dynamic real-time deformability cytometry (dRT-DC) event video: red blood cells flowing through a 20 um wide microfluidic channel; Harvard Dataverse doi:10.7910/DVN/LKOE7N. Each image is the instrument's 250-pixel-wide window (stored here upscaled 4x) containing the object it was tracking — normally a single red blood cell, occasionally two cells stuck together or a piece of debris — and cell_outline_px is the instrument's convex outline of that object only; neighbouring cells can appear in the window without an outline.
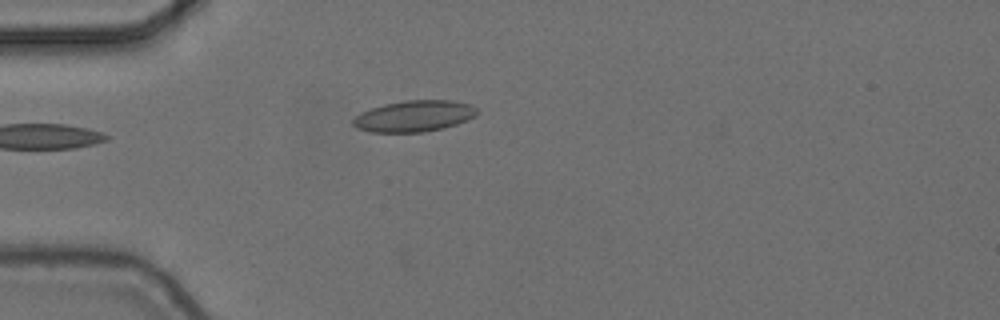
{"species": "common noctule bat (a hibernating species)", "species_latin": "Nyctalus noctula", "temperature_condition": "cold", "stored_images_in_passage": 6, "camera_frame_rate_fps": 3000, "um_per_image_px": 0.085, "animal": {"sex": "female", "body_mass_g": 24.6, "forearm_length_mm": 56.2}, "frame": {"image": 1, "passage_image": 5, "time_ms": 1.333, "image_size_px": [1000, 320], "cell_outline_px": [[480, 112], [476, 116], [468, 120], [444, 128], [424, 132], [372, 132], [356, 128], [352, 124], [352, 120], [360, 112], [384, 104], [404, 100], [452, 100], [472, 104]], "centroid_in_image_um": [35.23, 9.86], "position_along_channel_um": 49.8, "area_um2": 22.83}}